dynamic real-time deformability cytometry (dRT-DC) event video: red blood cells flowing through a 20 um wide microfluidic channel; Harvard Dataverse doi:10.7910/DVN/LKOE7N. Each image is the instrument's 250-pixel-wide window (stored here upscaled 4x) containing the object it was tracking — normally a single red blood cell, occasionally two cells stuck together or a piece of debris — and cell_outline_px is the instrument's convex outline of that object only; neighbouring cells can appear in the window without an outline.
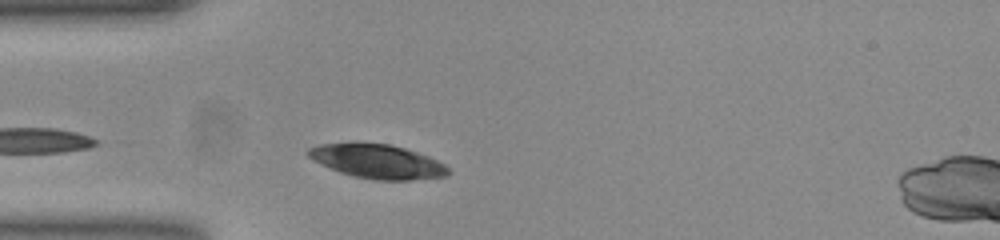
{"species": "common noctule bat (a hibernating species)", "species_latin": "Nyctalus noctula", "temperature_condition": "room temperature", "stored_images_in_passage": 33, "camera_frame_rate_fps": 3000, "um_per_image_px": 0.085, "animal": {"sex": "female", "body_mass_g": 23.0, "forearm_length_mm": 53.4}, "frame": {"image": 1, "passage_image": 5, "time_ms": 1.333, "image_size_px": [1000, 240], "cell_outline_px": [[448, 176], [412, 180], [372, 180], [352, 176], [340, 172], [308, 156], [304, 152], [308, 148], [320, 144], [388, 144], [404, 148], [428, 156], [444, 164], [448, 168]], "centroid_in_image_um": [32.11, 13.74], "position_along_channel_um": 52.9, "area_um2": 27.22}}
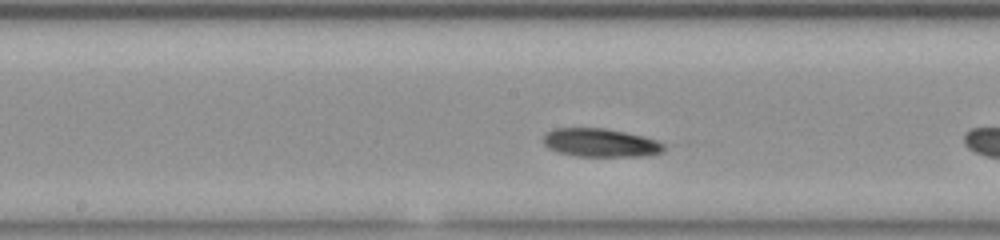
{"frame": {"image": 2, "passage_image": 14, "time_ms": 4.333, "image_size_px": [1000, 240], "cell_outline_px": [[664, 152], [648, 156], [576, 156], [560, 152], [548, 148], [544, 144], [544, 136], [548, 132], [556, 128], [604, 128], [644, 136], [656, 140], [664, 144]], "centroid_in_image_um": [51.08, 12.14], "position_along_channel_um": 197.1, "area_um2": 19.88}}
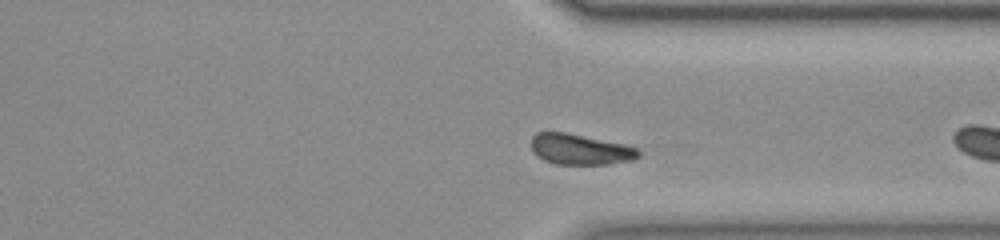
{"frame": {"image": 3, "passage_image": 27, "time_ms": 8.667, "image_size_px": [1000, 240], "cell_outline_px": [[640, 156], [632, 160], [608, 164], [556, 164], [544, 160], [532, 148], [532, 136], [536, 132], [568, 132], [624, 144], [636, 148], [640, 152]], "centroid_in_image_um": [49.34, 12.68], "position_along_channel_um": 362.1, "area_um2": 19.02}, "authors_computed_cell_mechanics": {"area_um2": 19.8832, "velocity_mm_per_s": 3.7955, "shape_relaxation_time_tau1_ms": 2.3497, "shape_relaxation_time_tau2_ms": 1.8976, "deformation_change_tau1": 0.1181, "deformation_change_tau2": 0.0715}}